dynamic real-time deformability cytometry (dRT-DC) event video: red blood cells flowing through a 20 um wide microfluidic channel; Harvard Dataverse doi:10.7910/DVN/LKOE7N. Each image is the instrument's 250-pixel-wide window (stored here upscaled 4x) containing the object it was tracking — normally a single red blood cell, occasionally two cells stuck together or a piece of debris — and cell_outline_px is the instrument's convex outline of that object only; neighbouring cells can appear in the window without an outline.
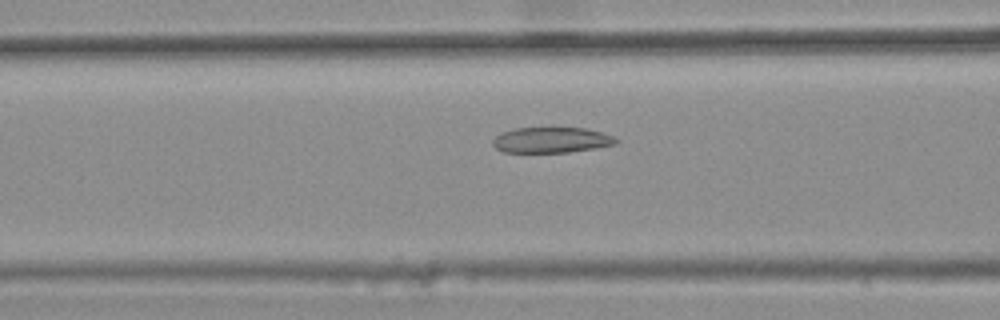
{"species": "common noctule bat (a hibernating species)", "species_latin": "Nyctalus noctula", "temperature_condition": "warm", "stored_images_in_passage": 38, "camera_frame_rate_fps": 3000, "um_per_image_px": 0.085, "animal": {"sex": "female", "body_mass_g": 25.1}, "frame": {"image": 1, "passage_image": 16, "time_ms": 5.0, "image_size_px": [1000, 320], "cell_outline_px": [[620, 140], [616, 144], [596, 148], [568, 152], [504, 152], [496, 148], [492, 144], [492, 140], [500, 132], [512, 128], [584, 128], [600, 132], [612, 136]], "centroid_in_image_um": [46.84, 11.9], "position_along_channel_um": 119.8, "area_um2": 18.38}}
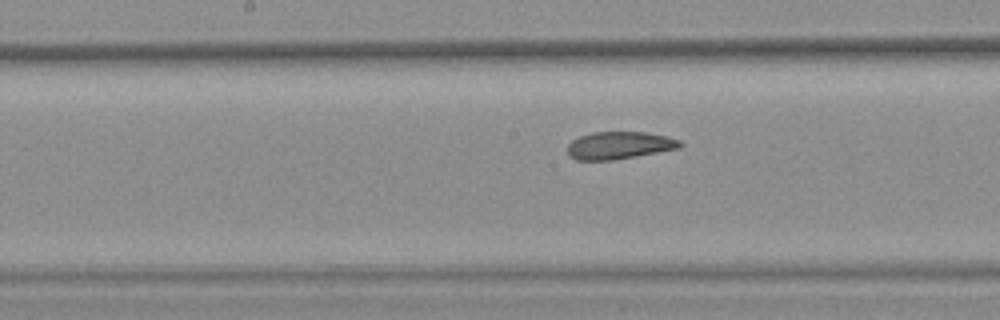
{"frame": {"image": 2, "passage_image": 22, "time_ms": 7.0, "image_size_px": [1000, 320], "cell_outline_px": [[684, 144], [680, 148], [636, 156], [612, 160], [576, 160], [568, 156], [568, 144], [572, 140], [580, 136], [592, 132], [644, 132], [668, 136], [680, 140]], "centroid_in_image_um": [52.65, 12.35], "position_along_channel_um": 195.6, "area_um2": 18.09}}
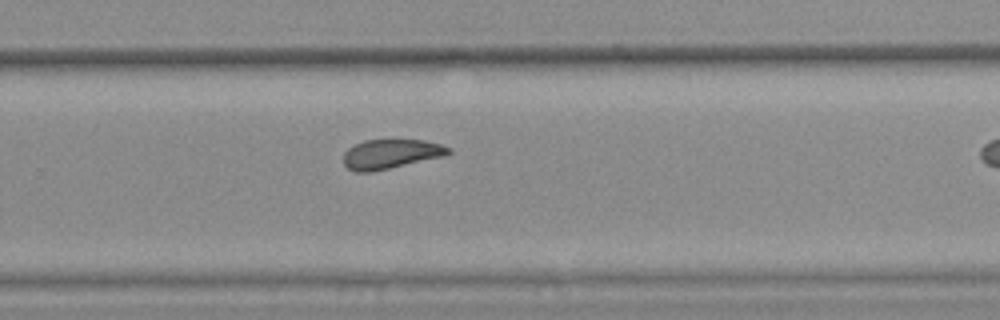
{"frame": {"image": 3, "passage_image": 30, "time_ms": 9.667, "image_size_px": [1000, 320], "cell_outline_px": [[452, 152], [444, 156], [372, 172], [356, 172], [348, 168], [344, 164], [344, 152], [352, 144], [364, 140], [424, 140], [440, 144], [452, 148]], "centroid_in_image_um": [33.21, 13.08], "position_along_channel_um": 296.6, "area_um2": 18.09}}